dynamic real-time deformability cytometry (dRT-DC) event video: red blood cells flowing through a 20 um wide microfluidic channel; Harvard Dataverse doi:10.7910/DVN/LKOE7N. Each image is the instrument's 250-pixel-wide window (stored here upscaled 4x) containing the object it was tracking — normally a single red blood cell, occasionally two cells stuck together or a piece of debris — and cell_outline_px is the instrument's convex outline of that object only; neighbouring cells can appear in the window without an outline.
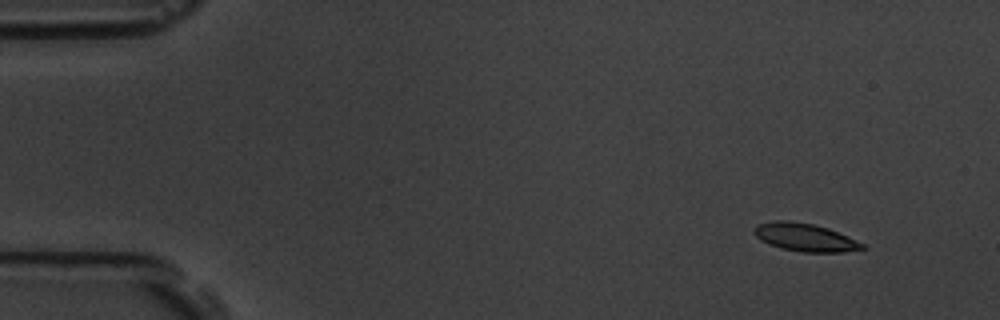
{"species": "common noctule bat (a hibernating species)", "species_latin": "Nyctalus noctula", "temperature_condition": "room temperature", "stored_images_in_passage": 17, "segment_of_instrument_passage": [1, 2], "camera_frame_rate_fps": 3000, "um_per_image_px": 0.085, "animal": {"sex": "male", "body_mass_g": 19.5, "forearm_length_mm": 54.6}, "frame": {"image": 1, "passage_image": 1, "time_ms": 0.0, "image_size_px": [1000, 320], "cell_outline_px": [[868, 248], [844, 252], [804, 252], [784, 248], [760, 240], [752, 232], [752, 228], [756, 224], [776, 220], [788, 220], [812, 224], [828, 228], [848, 236], [864, 244]], "centroid_in_image_um": [68.42, 20.16], "position_along_channel_um": 16.6, "area_um2": 17.57}}
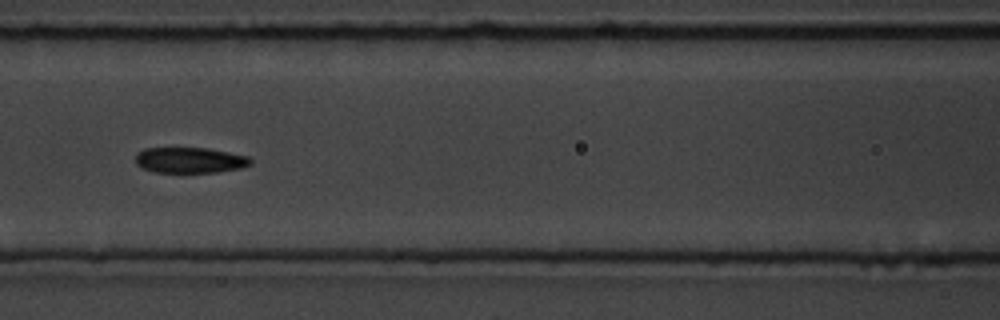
{"frame": {"image": 2, "passage_image": 7, "time_ms": 6.667, "image_size_px": [1000, 320], "cell_outline_px": [[252, 164], [240, 168], [216, 172], [152, 172], [136, 164], [136, 152], [144, 148], [208, 148], [248, 156], [252, 160]], "centroid_in_image_um": [16.13, 13.61], "position_along_channel_um": 150.5, "area_um2": 17.22}}
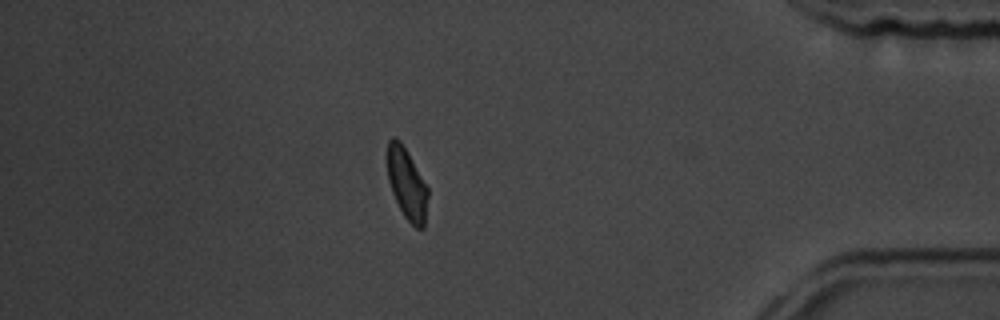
{"frame": {"image": 3, "passage_image": 14, "time_ms": 14.667, "image_size_px": [1000, 320], "cell_outline_px": [[428, 196], [424, 228], [416, 228], [404, 216], [392, 192], [388, 180], [384, 156], [388, 140], [392, 136], [396, 136], [400, 140], [408, 152], [428, 188]], "centroid_in_image_um": [34.53, 15.53], "position_along_channel_um": 400.7, "area_um2": 17.28}}